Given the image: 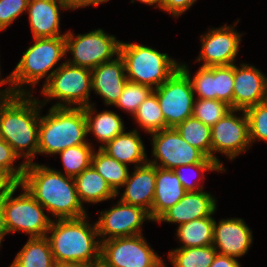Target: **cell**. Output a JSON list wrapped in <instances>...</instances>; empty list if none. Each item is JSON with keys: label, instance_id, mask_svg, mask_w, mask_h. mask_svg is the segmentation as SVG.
<instances>
[{"label": "cell", "instance_id": "1", "mask_svg": "<svg viewBox=\"0 0 267 267\" xmlns=\"http://www.w3.org/2000/svg\"><path fill=\"white\" fill-rule=\"evenodd\" d=\"M56 219L87 215L79 200L73 177L46 165L27 163L20 183Z\"/></svg>", "mask_w": 267, "mask_h": 267}, {"label": "cell", "instance_id": "2", "mask_svg": "<svg viewBox=\"0 0 267 267\" xmlns=\"http://www.w3.org/2000/svg\"><path fill=\"white\" fill-rule=\"evenodd\" d=\"M87 218L88 215L51 221L46 238L58 267H92L100 263L97 225L92 226Z\"/></svg>", "mask_w": 267, "mask_h": 267}, {"label": "cell", "instance_id": "3", "mask_svg": "<svg viewBox=\"0 0 267 267\" xmlns=\"http://www.w3.org/2000/svg\"><path fill=\"white\" fill-rule=\"evenodd\" d=\"M32 94L17 96L0 102V134L26 164L38 154V133L41 101ZM24 150V151H23Z\"/></svg>", "mask_w": 267, "mask_h": 267}, {"label": "cell", "instance_id": "4", "mask_svg": "<svg viewBox=\"0 0 267 267\" xmlns=\"http://www.w3.org/2000/svg\"><path fill=\"white\" fill-rule=\"evenodd\" d=\"M87 128L84 108L51 107L40 115L38 153L54 155L68 147L86 144Z\"/></svg>", "mask_w": 267, "mask_h": 267}, {"label": "cell", "instance_id": "5", "mask_svg": "<svg viewBox=\"0 0 267 267\" xmlns=\"http://www.w3.org/2000/svg\"><path fill=\"white\" fill-rule=\"evenodd\" d=\"M34 44L25 52L15 69L11 72L12 83L17 94L26 92V84L35 86L46 77L44 85L55 72L54 67L66 55L65 36L52 38H33ZM50 70V73H48Z\"/></svg>", "mask_w": 267, "mask_h": 267}, {"label": "cell", "instance_id": "6", "mask_svg": "<svg viewBox=\"0 0 267 267\" xmlns=\"http://www.w3.org/2000/svg\"><path fill=\"white\" fill-rule=\"evenodd\" d=\"M119 55L124 61L128 81L153 90L179 69V63L168 54L141 44L121 42Z\"/></svg>", "mask_w": 267, "mask_h": 267}, {"label": "cell", "instance_id": "7", "mask_svg": "<svg viewBox=\"0 0 267 267\" xmlns=\"http://www.w3.org/2000/svg\"><path fill=\"white\" fill-rule=\"evenodd\" d=\"M54 70L42 88V94L48 98L44 102L41 101L43 106L51 99L59 100L52 107H71L76 104L77 106L72 107L83 108L91 104L89 100L92 90L91 69L74 66L65 61Z\"/></svg>", "mask_w": 267, "mask_h": 267}, {"label": "cell", "instance_id": "8", "mask_svg": "<svg viewBox=\"0 0 267 267\" xmlns=\"http://www.w3.org/2000/svg\"><path fill=\"white\" fill-rule=\"evenodd\" d=\"M22 194L13 197L17 188ZM7 234L23 231L33 237H46L52 219L44 213L45 208L23 187L15 184L1 200Z\"/></svg>", "mask_w": 267, "mask_h": 267}, {"label": "cell", "instance_id": "9", "mask_svg": "<svg viewBox=\"0 0 267 267\" xmlns=\"http://www.w3.org/2000/svg\"><path fill=\"white\" fill-rule=\"evenodd\" d=\"M142 234L101 241L100 264L104 267H163L162 258Z\"/></svg>", "mask_w": 267, "mask_h": 267}, {"label": "cell", "instance_id": "10", "mask_svg": "<svg viewBox=\"0 0 267 267\" xmlns=\"http://www.w3.org/2000/svg\"><path fill=\"white\" fill-rule=\"evenodd\" d=\"M121 41L113 35H108L102 29H95L86 34L75 36L71 31L65 35V49L70 52L72 60L66 62L89 69L111 61L113 56L119 55Z\"/></svg>", "mask_w": 267, "mask_h": 267}, {"label": "cell", "instance_id": "11", "mask_svg": "<svg viewBox=\"0 0 267 267\" xmlns=\"http://www.w3.org/2000/svg\"><path fill=\"white\" fill-rule=\"evenodd\" d=\"M163 113L166 128H175L192 116L195 94L189 77L179 68L153 90Z\"/></svg>", "mask_w": 267, "mask_h": 267}, {"label": "cell", "instance_id": "12", "mask_svg": "<svg viewBox=\"0 0 267 267\" xmlns=\"http://www.w3.org/2000/svg\"><path fill=\"white\" fill-rule=\"evenodd\" d=\"M151 134L152 154L155 159L148 162L156 167L174 170L187 164L217 163L187 143L175 128H166Z\"/></svg>", "mask_w": 267, "mask_h": 267}, {"label": "cell", "instance_id": "13", "mask_svg": "<svg viewBox=\"0 0 267 267\" xmlns=\"http://www.w3.org/2000/svg\"><path fill=\"white\" fill-rule=\"evenodd\" d=\"M243 116H236L241 112ZM251 147L249 138V123L245 110L231 109L223 118L211 127V159L216 161L225 171L215 153H223L233 160L240 153Z\"/></svg>", "mask_w": 267, "mask_h": 267}, {"label": "cell", "instance_id": "14", "mask_svg": "<svg viewBox=\"0 0 267 267\" xmlns=\"http://www.w3.org/2000/svg\"><path fill=\"white\" fill-rule=\"evenodd\" d=\"M146 220L152 221L146 210L119 200L111 209L100 212L96 222L99 240L142 234L141 226Z\"/></svg>", "mask_w": 267, "mask_h": 267}, {"label": "cell", "instance_id": "15", "mask_svg": "<svg viewBox=\"0 0 267 267\" xmlns=\"http://www.w3.org/2000/svg\"><path fill=\"white\" fill-rule=\"evenodd\" d=\"M235 25L209 29L208 33L202 35V47L196 62L203 61L202 67L234 64L243 35L236 32Z\"/></svg>", "mask_w": 267, "mask_h": 267}, {"label": "cell", "instance_id": "16", "mask_svg": "<svg viewBox=\"0 0 267 267\" xmlns=\"http://www.w3.org/2000/svg\"><path fill=\"white\" fill-rule=\"evenodd\" d=\"M240 65L234 64V110H246L267 100V77L255 66Z\"/></svg>", "mask_w": 267, "mask_h": 267}, {"label": "cell", "instance_id": "17", "mask_svg": "<svg viewBox=\"0 0 267 267\" xmlns=\"http://www.w3.org/2000/svg\"><path fill=\"white\" fill-rule=\"evenodd\" d=\"M252 231L241 218L214 222L213 247L219 254L234 258L245 255L252 244Z\"/></svg>", "mask_w": 267, "mask_h": 267}, {"label": "cell", "instance_id": "18", "mask_svg": "<svg viewBox=\"0 0 267 267\" xmlns=\"http://www.w3.org/2000/svg\"><path fill=\"white\" fill-rule=\"evenodd\" d=\"M216 199L211 194L199 190L186 192L182 199L166 210L155 222L184 223L212 216L217 209Z\"/></svg>", "mask_w": 267, "mask_h": 267}, {"label": "cell", "instance_id": "19", "mask_svg": "<svg viewBox=\"0 0 267 267\" xmlns=\"http://www.w3.org/2000/svg\"><path fill=\"white\" fill-rule=\"evenodd\" d=\"M92 90L103 98L104 103L115 105L128 81L124 61L120 55L91 69Z\"/></svg>", "mask_w": 267, "mask_h": 267}, {"label": "cell", "instance_id": "20", "mask_svg": "<svg viewBox=\"0 0 267 267\" xmlns=\"http://www.w3.org/2000/svg\"><path fill=\"white\" fill-rule=\"evenodd\" d=\"M156 166L147 162L134 169L132 175L129 173L122 187L126 189L120 197V201L140 207L146 210L151 217V209L155 194Z\"/></svg>", "mask_w": 267, "mask_h": 267}, {"label": "cell", "instance_id": "21", "mask_svg": "<svg viewBox=\"0 0 267 267\" xmlns=\"http://www.w3.org/2000/svg\"><path fill=\"white\" fill-rule=\"evenodd\" d=\"M60 8L66 7L59 0H29L27 13L33 38H52L60 34Z\"/></svg>", "mask_w": 267, "mask_h": 267}, {"label": "cell", "instance_id": "22", "mask_svg": "<svg viewBox=\"0 0 267 267\" xmlns=\"http://www.w3.org/2000/svg\"><path fill=\"white\" fill-rule=\"evenodd\" d=\"M186 193L174 170L156 167L155 194L151 219L156 221L166 210L178 203Z\"/></svg>", "mask_w": 267, "mask_h": 267}, {"label": "cell", "instance_id": "23", "mask_svg": "<svg viewBox=\"0 0 267 267\" xmlns=\"http://www.w3.org/2000/svg\"><path fill=\"white\" fill-rule=\"evenodd\" d=\"M101 149L125 165L131 163L137 167L149 161L137 129L120 133Z\"/></svg>", "mask_w": 267, "mask_h": 267}, {"label": "cell", "instance_id": "24", "mask_svg": "<svg viewBox=\"0 0 267 267\" xmlns=\"http://www.w3.org/2000/svg\"><path fill=\"white\" fill-rule=\"evenodd\" d=\"M83 108L86 118L87 135L92 132L97 140L105 143L103 145L100 144L99 148H102L125 131L124 122L118 114L109 110L97 113L92 103ZM95 113L96 115L94 116Z\"/></svg>", "mask_w": 267, "mask_h": 267}, {"label": "cell", "instance_id": "25", "mask_svg": "<svg viewBox=\"0 0 267 267\" xmlns=\"http://www.w3.org/2000/svg\"><path fill=\"white\" fill-rule=\"evenodd\" d=\"M74 182L82 205H84L83 202L99 203L117 196V193L92 166L74 177Z\"/></svg>", "mask_w": 267, "mask_h": 267}, {"label": "cell", "instance_id": "26", "mask_svg": "<svg viewBox=\"0 0 267 267\" xmlns=\"http://www.w3.org/2000/svg\"><path fill=\"white\" fill-rule=\"evenodd\" d=\"M9 267H58L46 237L30 238Z\"/></svg>", "mask_w": 267, "mask_h": 267}, {"label": "cell", "instance_id": "27", "mask_svg": "<svg viewBox=\"0 0 267 267\" xmlns=\"http://www.w3.org/2000/svg\"><path fill=\"white\" fill-rule=\"evenodd\" d=\"M214 218L212 216L192 220L178 225L177 239L181 242V247H203L213 244Z\"/></svg>", "mask_w": 267, "mask_h": 267}, {"label": "cell", "instance_id": "28", "mask_svg": "<svg viewBox=\"0 0 267 267\" xmlns=\"http://www.w3.org/2000/svg\"><path fill=\"white\" fill-rule=\"evenodd\" d=\"M91 166L105 179L118 196L120 194L119 188H122L128 178V165L118 162L99 148L98 151L93 152Z\"/></svg>", "mask_w": 267, "mask_h": 267}, {"label": "cell", "instance_id": "29", "mask_svg": "<svg viewBox=\"0 0 267 267\" xmlns=\"http://www.w3.org/2000/svg\"><path fill=\"white\" fill-rule=\"evenodd\" d=\"M175 129L187 143L211 159V127L191 116L178 124Z\"/></svg>", "mask_w": 267, "mask_h": 267}, {"label": "cell", "instance_id": "30", "mask_svg": "<svg viewBox=\"0 0 267 267\" xmlns=\"http://www.w3.org/2000/svg\"><path fill=\"white\" fill-rule=\"evenodd\" d=\"M213 245L176 248L168 253L173 267H210L217 255Z\"/></svg>", "mask_w": 267, "mask_h": 267}, {"label": "cell", "instance_id": "31", "mask_svg": "<svg viewBox=\"0 0 267 267\" xmlns=\"http://www.w3.org/2000/svg\"><path fill=\"white\" fill-rule=\"evenodd\" d=\"M133 117L140 128H143L150 135L165 129L163 113L154 91L140 104Z\"/></svg>", "mask_w": 267, "mask_h": 267}, {"label": "cell", "instance_id": "32", "mask_svg": "<svg viewBox=\"0 0 267 267\" xmlns=\"http://www.w3.org/2000/svg\"><path fill=\"white\" fill-rule=\"evenodd\" d=\"M94 150L91 144L87 142L86 144L68 147L59 152L66 172L65 175L74 178L89 168Z\"/></svg>", "mask_w": 267, "mask_h": 267}, {"label": "cell", "instance_id": "33", "mask_svg": "<svg viewBox=\"0 0 267 267\" xmlns=\"http://www.w3.org/2000/svg\"><path fill=\"white\" fill-rule=\"evenodd\" d=\"M231 110L230 105L215 99H195L192 116L212 127Z\"/></svg>", "mask_w": 267, "mask_h": 267}, {"label": "cell", "instance_id": "34", "mask_svg": "<svg viewBox=\"0 0 267 267\" xmlns=\"http://www.w3.org/2000/svg\"><path fill=\"white\" fill-rule=\"evenodd\" d=\"M179 68L189 77L194 94L197 99H215L214 93V66L200 67L193 78L187 65L179 63Z\"/></svg>", "mask_w": 267, "mask_h": 267}, {"label": "cell", "instance_id": "35", "mask_svg": "<svg viewBox=\"0 0 267 267\" xmlns=\"http://www.w3.org/2000/svg\"><path fill=\"white\" fill-rule=\"evenodd\" d=\"M234 64L214 66L215 100H220L233 109Z\"/></svg>", "mask_w": 267, "mask_h": 267}, {"label": "cell", "instance_id": "36", "mask_svg": "<svg viewBox=\"0 0 267 267\" xmlns=\"http://www.w3.org/2000/svg\"><path fill=\"white\" fill-rule=\"evenodd\" d=\"M184 170H186L187 172ZM190 170H191V172H190ZM174 171L176 172L178 179L181 181V184L184 187L186 192H196V191L203 189V185H201L200 187L198 185L201 183L202 179L204 180V176L202 174L205 173L206 171H223V172H225V170L218 163L187 164V165H182L180 167H177L176 169H174ZM193 172L197 173V174L198 173L200 174V172H201L200 179H199V175H198V179L196 180L198 182L191 181L192 176L194 179V175H195Z\"/></svg>", "mask_w": 267, "mask_h": 267}, {"label": "cell", "instance_id": "37", "mask_svg": "<svg viewBox=\"0 0 267 267\" xmlns=\"http://www.w3.org/2000/svg\"><path fill=\"white\" fill-rule=\"evenodd\" d=\"M152 91L153 89L149 86L127 81L121 96L114 106L129 112L133 116L140 104Z\"/></svg>", "mask_w": 267, "mask_h": 267}, {"label": "cell", "instance_id": "38", "mask_svg": "<svg viewBox=\"0 0 267 267\" xmlns=\"http://www.w3.org/2000/svg\"><path fill=\"white\" fill-rule=\"evenodd\" d=\"M249 123L250 143L267 142V100L245 110Z\"/></svg>", "mask_w": 267, "mask_h": 267}, {"label": "cell", "instance_id": "39", "mask_svg": "<svg viewBox=\"0 0 267 267\" xmlns=\"http://www.w3.org/2000/svg\"><path fill=\"white\" fill-rule=\"evenodd\" d=\"M19 156L12 147L4 140H0V170L7 174L16 184L21 183L26 163L22 162L19 167L14 166V161Z\"/></svg>", "mask_w": 267, "mask_h": 267}, {"label": "cell", "instance_id": "40", "mask_svg": "<svg viewBox=\"0 0 267 267\" xmlns=\"http://www.w3.org/2000/svg\"><path fill=\"white\" fill-rule=\"evenodd\" d=\"M29 0H0V31L6 30L24 11Z\"/></svg>", "mask_w": 267, "mask_h": 267}, {"label": "cell", "instance_id": "41", "mask_svg": "<svg viewBox=\"0 0 267 267\" xmlns=\"http://www.w3.org/2000/svg\"><path fill=\"white\" fill-rule=\"evenodd\" d=\"M196 0H161L160 10L172 14L174 17H178L194 4Z\"/></svg>", "mask_w": 267, "mask_h": 267}, {"label": "cell", "instance_id": "42", "mask_svg": "<svg viewBox=\"0 0 267 267\" xmlns=\"http://www.w3.org/2000/svg\"><path fill=\"white\" fill-rule=\"evenodd\" d=\"M210 267H241L236 258L217 253Z\"/></svg>", "mask_w": 267, "mask_h": 267}, {"label": "cell", "instance_id": "43", "mask_svg": "<svg viewBox=\"0 0 267 267\" xmlns=\"http://www.w3.org/2000/svg\"><path fill=\"white\" fill-rule=\"evenodd\" d=\"M0 77H1V74H0ZM7 83L11 84V87L10 88L7 87V89L5 88V90L3 91L0 90V102L9 100L18 95L16 90L14 89L11 74H9L8 77L5 79L1 80L0 78V86H3L4 84H7Z\"/></svg>", "mask_w": 267, "mask_h": 267}, {"label": "cell", "instance_id": "44", "mask_svg": "<svg viewBox=\"0 0 267 267\" xmlns=\"http://www.w3.org/2000/svg\"><path fill=\"white\" fill-rule=\"evenodd\" d=\"M15 184L7 174L0 170V201Z\"/></svg>", "mask_w": 267, "mask_h": 267}, {"label": "cell", "instance_id": "45", "mask_svg": "<svg viewBox=\"0 0 267 267\" xmlns=\"http://www.w3.org/2000/svg\"><path fill=\"white\" fill-rule=\"evenodd\" d=\"M65 7L66 9H77L81 7H86V6H98V4L94 0H59Z\"/></svg>", "mask_w": 267, "mask_h": 267}, {"label": "cell", "instance_id": "46", "mask_svg": "<svg viewBox=\"0 0 267 267\" xmlns=\"http://www.w3.org/2000/svg\"><path fill=\"white\" fill-rule=\"evenodd\" d=\"M6 234H7V231H6L5 223H4V212H3L2 203L0 201V246Z\"/></svg>", "mask_w": 267, "mask_h": 267}, {"label": "cell", "instance_id": "47", "mask_svg": "<svg viewBox=\"0 0 267 267\" xmlns=\"http://www.w3.org/2000/svg\"><path fill=\"white\" fill-rule=\"evenodd\" d=\"M135 0H131V3H134ZM139 2H142L147 5H156L157 8H160V1L161 0H138Z\"/></svg>", "mask_w": 267, "mask_h": 267}, {"label": "cell", "instance_id": "48", "mask_svg": "<svg viewBox=\"0 0 267 267\" xmlns=\"http://www.w3.org/2000/svg\"><path fill=\"white\" fill-rule=\"evenodd\" d=\"M98 5L101 4V3H106L107 1L109 0H94Z\"/></svg>", "mask_w": 267, "mask_h": 267}, {"label": "cell", "instance_id": "49", "mask_svg": "<svg viewBox=\"0 0 267 267\" xmlns=\"http://www.w3.org/2000/svg\"><path fill=\"white\" fill-rule=\"evenodd\" d=\"M92 267H104L102 264H96V265H94V266H92Z\"/></svg>", "mask_w": 267, "mask_h": 267}]
</instances>
